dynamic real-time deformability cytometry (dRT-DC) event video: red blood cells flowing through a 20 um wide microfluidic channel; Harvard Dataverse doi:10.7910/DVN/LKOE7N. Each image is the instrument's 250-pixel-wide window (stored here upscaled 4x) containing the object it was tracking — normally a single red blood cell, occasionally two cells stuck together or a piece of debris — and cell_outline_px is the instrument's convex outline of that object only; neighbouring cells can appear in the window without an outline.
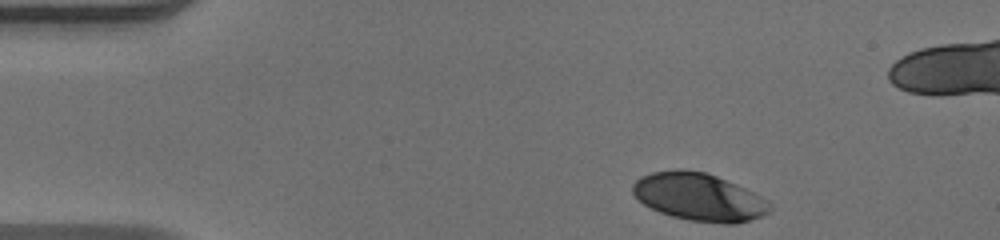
{"species": "human", "species_latin": "Homo sapiens", "temperature_condition": "warm", "stored_images_in_passage": 36, "camera_frame_rate_fps": 3000, "um_per_image_px": 0.085, "donor": {"sex": "male"}, "frame": {"image": 1, "passage_image": 1, "time_ms": 0.0, "image_size_px": [1000, 240], "cell_outline_px": [[772, 208], [768, 212], [760, 216], [736, 224], [724, 224], [688, 220], [672, 216], [660, 212], [644, 204], [632, 192], [632, 184], [640, 176], [652, 172], [676, 168], [680, 168], [704, 172], [716, 176], [736, 184], [760, 196]], "centroid_in_image_um": [59.36, 16.73], "position_along_channel_um": 25.6, "area_um2": 37.86}}
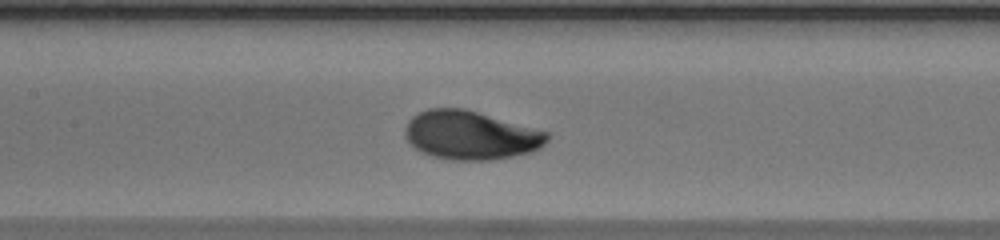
{"frame": {"image": 2, "passage_image": 17, "time_ms": 5.333, "image_size_px": [1000, 240], "cell_outline_px": [[548, 140], [540, 148], [532, 152], [492, 160], [452, 160], [432, 156], [420, 152], [404, 136], [404, 128], [408, 120], [412, 116], [428, 108], [464, 108], [548, 132]], "centroid_in_image_um": [39.97, 11.49], "position_along_channel_um": 167.4, "area_um2": 40.29}}
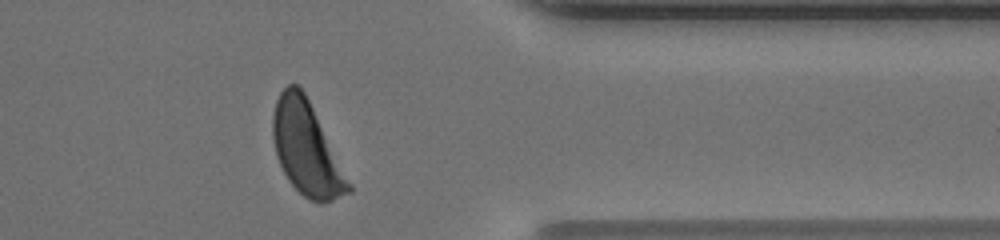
{"frame": {"image": 3, "passage_image": 34, "time_ms": 11.0, "image_size_px": [1000, 240], "cell_outline_px": [[352, 192], [332, 200], [320, 204], [308, 200], [288, 180], [276, 156], [272, 136], [272, 116], [276, 100], [280, 92], [288, 84], [296, 84], [304, 92], [352, 184]], "centroid_in_image_um": [26.05, 12.66], "position_along_channel_um": 385.4, "area_um2": 40.81}, "authors_computed_cell_mechanics": {"area_um2": 40.1132, "velocity_mm_per_s": 4.0837, "shape_relaxation_time_tau1_ms": 2.0216, "shape_relaxation_time_tau2_ms": null, "deformation_change_tau1": 0.1419, "deformation_change_tau2": null}}